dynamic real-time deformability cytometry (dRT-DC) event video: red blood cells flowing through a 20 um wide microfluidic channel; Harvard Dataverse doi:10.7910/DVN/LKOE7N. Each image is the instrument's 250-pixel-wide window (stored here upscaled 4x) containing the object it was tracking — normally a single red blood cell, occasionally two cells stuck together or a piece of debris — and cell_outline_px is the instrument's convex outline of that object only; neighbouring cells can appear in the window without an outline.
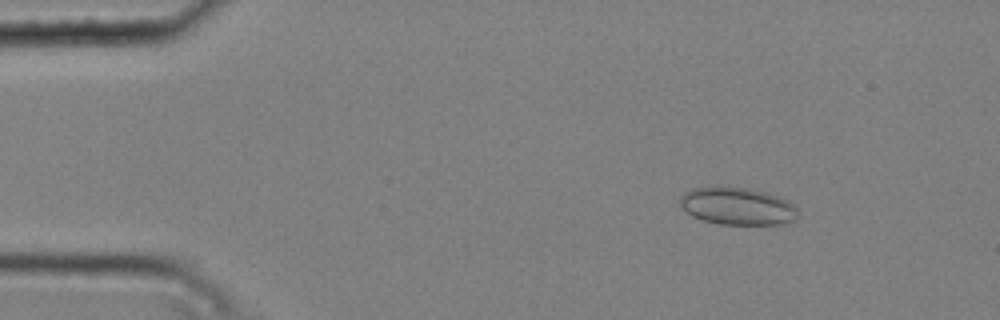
{"species": "common noctule bat (a hibernating species)", "species_latin": "Nyctalus noctula", "temperature_condition": "cold", "stored_images_in_passage": 51, "camera_frame_rate_fps": 3000, "um_per_image_px": 0.085, "animal": {"sex": "male", "body_mass_g": 20.4}, "frame": {"image": 1, "passage_image": 7, "time_ms": 2.0, "image_size_px": [1000, 320], "cell_outline_px": [[796, 216], [792, 220], [784, 224], [720, 224], [704, 220], [692, 216], [680, 204], [680, 196], [684, 192], [692, 188], [716, 184], [720, 184], [748, 188], [768, 192], [788, 200], [796, 208]], "centroid_in_image_um": [62.63, 17.47], "position_along_channel_um": 22.4, "area_um2": 26.13}}
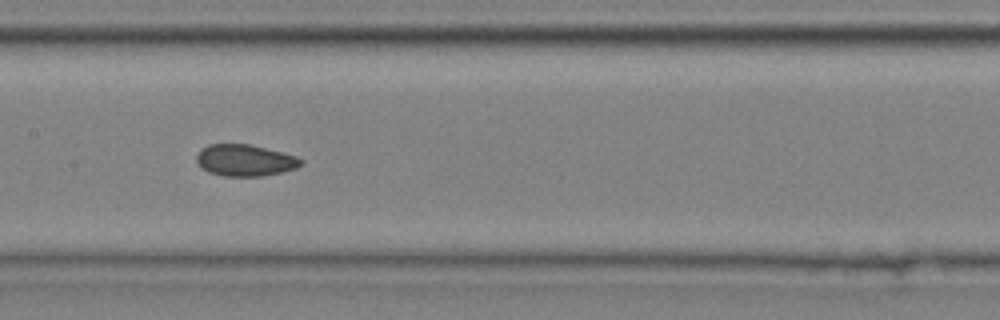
{"frame": {"image": 2, "passage_image": 26, "time_ms": 8.333, "image_size_px": [1000, 320], "cell_outline_px": [[304, 164], [296, 168], [280, 172], [260, 176], [224, 176], [208, 172], [200, 168], [196, 160], [196, 156], [200, 148], [208, 144], [252, 144], [296, 156], [304, 160]], "centroid_in_image_um": [20.8, 13.62], "position_along_channel_um": 186.6, "area_um2": 19.42}}
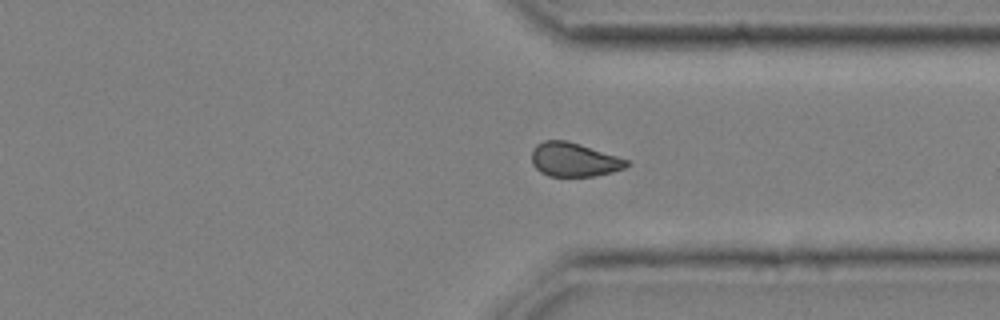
{"frame": {"image": 3, "passage_image": 40, "time_ms": 13.0, "image_size_px": [1000, 320], "cell_outline_px": [[632, 164], [624, 168], [612, 172], [592, 176], [548, 176], [540, 172], [532, 164], [532, 148], [536, 144], [544, 140], [568, 140], [628, 160]], "centroid_in_image_um": [48.76, 13.56], "position_along_channel_um": 362.6, "area_um2": 18.79}, "authors_computed_cell_mechanics": {"area_um2": 19.5364, "velocity_mm_per_s": 3.7596, "shape_relaxation_time_tau1_ms": null, "shape_relaxation_time_tau2_ms": 1.468, "deformation_change_tau1": null, "deformation_change_tau2": 0.0591}}